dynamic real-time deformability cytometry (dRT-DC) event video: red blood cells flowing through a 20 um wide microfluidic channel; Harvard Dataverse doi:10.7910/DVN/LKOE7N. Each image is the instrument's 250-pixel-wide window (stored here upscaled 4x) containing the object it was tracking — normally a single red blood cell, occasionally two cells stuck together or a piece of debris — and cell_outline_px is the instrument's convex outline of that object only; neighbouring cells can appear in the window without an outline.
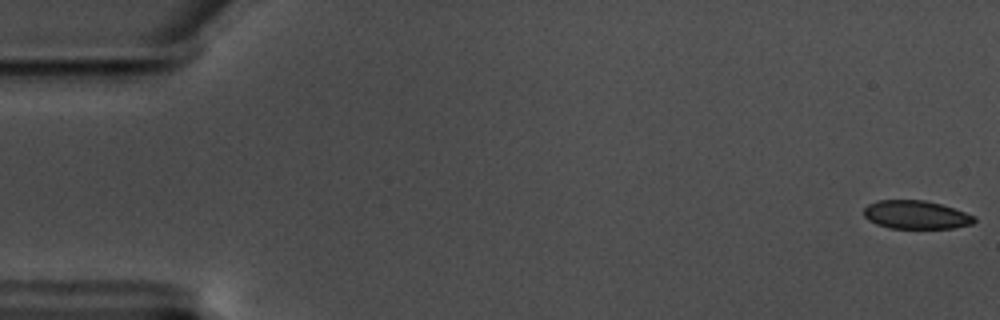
{"species": "common noctule bat (a hibernating species)", "species_latin": "Nyctalus noctula", "temperature_condition": "warm", "stored_images_in_passage": 59, "camera_frame_rate_fps": 3000, "um_per_image_px": 0.085, "animal": {"sex": "male", "body_mass_g": 17.5, "forearm_length_mm": 52.3}, "frame": {"image": 1, "passage_image": 1, "time_ms": 0.0, "image_size_px": [1000, 320], "cell_outline_px": [[976, 220], [972, 224], [952, 228], [888, 228], [876, 224], [868, 220], [864, 216], [864, 208], [868, 204], [876, 200], [924, 200], [940, 204], [976, 216]], "centroid_in_image_um": [77.83, 18.26], "position_along_channel_um": 7.2, "area_um2": 18.26}}
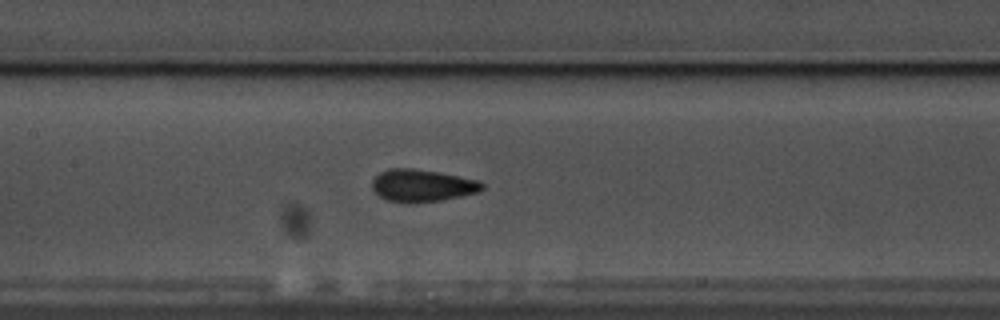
{"frame": {"image": 2, "passage_image": 28, "time_ms": 9.0, "image_size_px": [1000, 320], "cell_outline_px": [[484, 188], [480, 192], [440, 200], [412, 204], [408, 204], [384, 200], [372, 188], [372, 180], [380, 172], [388, 168], [412, 168], [436, 172], [480, 180], [484, 184]], "centroid_in_image_um": [35.87, 15.79], "position_along_channel_um": 171.5, "area_um2": 20.92}}
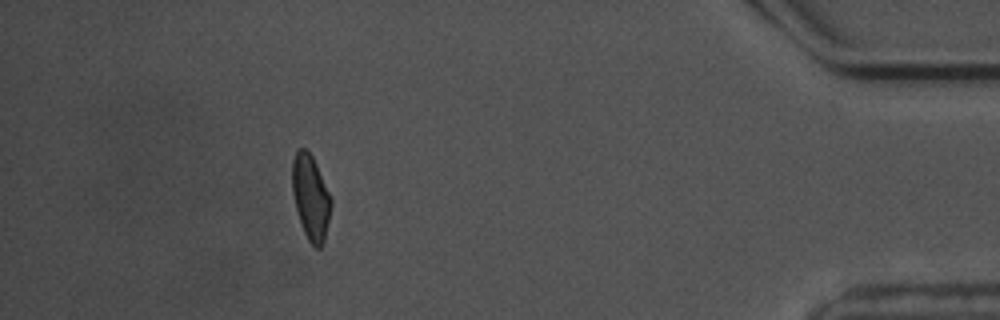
{"frame": {"image": 3, "passage_image": 53, "time_ms": 17.333, "image_size_px": [1000, 320], "cell_outline_px": [[332, 204], [324, 244], [320, 248], [316, 248], [308, 240], [304, 232], [296, 208], [292, 192], [292, 160], [296, 152], [300, 148], [304, 148], [312, 156], [316, 164], [332, 200]], "centroid_in_image_um": [26.41, 16.8], "position_along_channel_um": 408.8, "area_um2": 19.07}, "authors_computed_cell_mechanics": {"area_um2": 19.5942, "velocity_mm_per_s": 3.518, "shape_relaxation_time_tau1_ms": 7.4273, "shape_relaxation_time_tau2_ms": 1.2553, "deformation_change_tau1": 0.1326, "deformation_change_tau2": 0.0702}}